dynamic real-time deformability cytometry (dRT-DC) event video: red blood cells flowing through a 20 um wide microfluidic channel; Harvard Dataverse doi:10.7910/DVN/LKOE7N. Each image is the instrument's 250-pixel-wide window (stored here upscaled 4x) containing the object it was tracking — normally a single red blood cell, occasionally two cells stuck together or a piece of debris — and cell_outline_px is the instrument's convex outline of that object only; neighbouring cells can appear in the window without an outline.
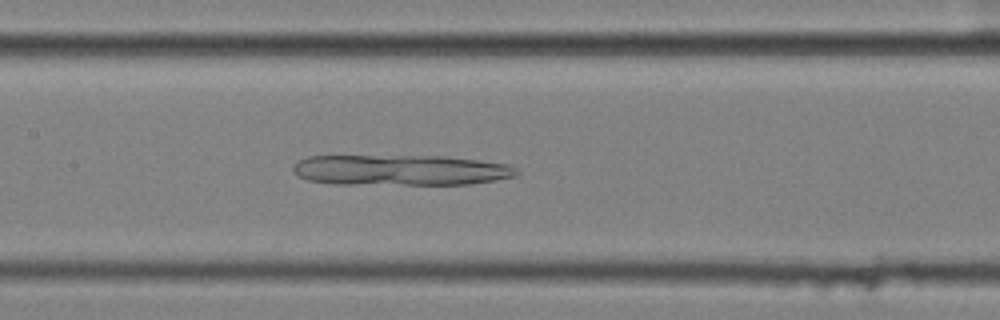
{"species": "common noctule bat (a hibernating species)", "species_latin": "Nyctalus noctula", "temperature_condition": "cold", "stored_images_in_passage": 56, "camera_frame_rate_fps": 3000, "um_per_image_px": 0.085, "animal": {"sex": "female", "body_mass_g": 25.1}, "frame": {"image": 1, "passage_image": 27, "time_ms": 8.667, "image_size_px": [1000, 320], "cell_outline_px": [[520, 172], [516, 176], [496, 180], [468, 184], [332, 184], [308, 180], [296, 176], [292, 172], [292, 168], [300, 160], [308, 156], [440, 156], [476, 160], [508, 164], [516, 168]], "centroid_in_image_um": [34.02, 14.46], "position_along_channel_um": 173.4, "area_um2": 39.94}}
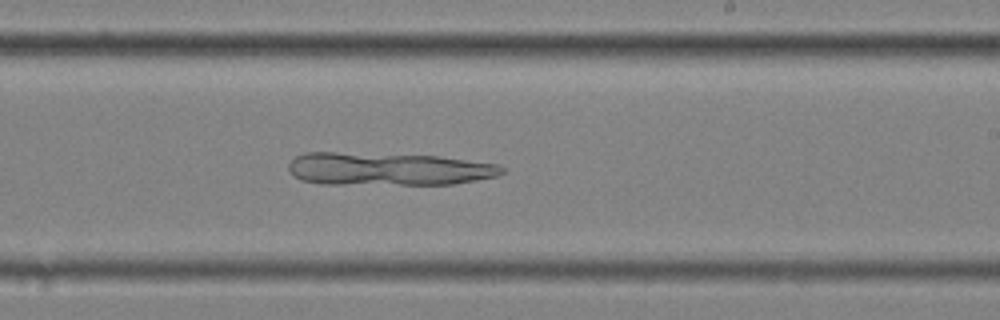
{"frame": {"image": 2, "passage_image": 34, "time_ms": 11.0, "image_size_px": [1000, 320], "cell_outline_px": [[504, 172], [496, 176], [476, 180], [452, 184], [320, 184], [300, 180], [292, 176], [288, 168], [288, 164], [296, 156], [304, 152], [336, 152], [440, 156], [496, 164], [504, 168]], "centroid_in_image_um": [32.93, 14.36], "position_along_channel_um": 256.1, "area_um2": 41.04}}
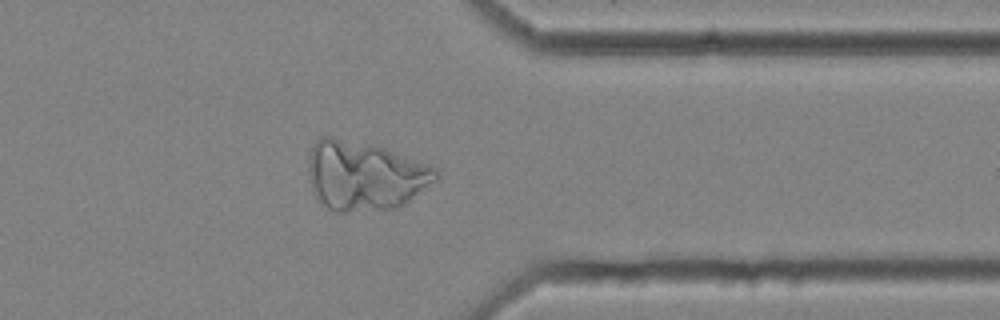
{"frame": {"image": 3, "passage_image": 45, "time_ms": 14.667, "image_size_px": [1000, 320], "cell_outline_px": [[440, 176], [436, 180], [404, 204], [396, 208], [348, 212], [332, 212], [316, 196], [312, 188], [308, 176], [308, 160], [312, 144], [320, 136], [332, 136], [372, 144], [384, 148], [440, 168]], "centroid_in_image_um": [31.0, 14.92], "position_along_channel_um": 380.4, "area_um2": 51.85}}